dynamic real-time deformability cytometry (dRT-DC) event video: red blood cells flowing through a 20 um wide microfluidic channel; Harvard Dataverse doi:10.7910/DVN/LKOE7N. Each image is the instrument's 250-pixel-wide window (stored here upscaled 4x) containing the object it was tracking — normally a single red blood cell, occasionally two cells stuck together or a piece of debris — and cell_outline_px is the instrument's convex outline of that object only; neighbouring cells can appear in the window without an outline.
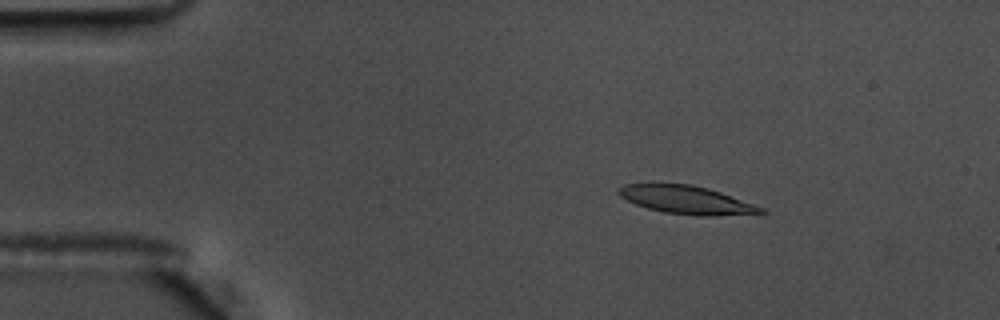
{"species": "common noctule bat (a hibernating species)", "species_latin": "Nyctalus noctula", "temperature_condition": "warm", "stored_images_in_passage": 56, "camera_frame_rate_fps": 3000, "um_per_image_px": 0.085, "animal": {"sex": "male", "body_mass_g": 17.5, "forearm_length_mm": 52.3}, "frame": {"image": 1, "passage_image": 9, "time_ms": 2.667, "image_size_px": [1000, 320], "cell_outline_px": [[768, 212], [716, 216], [704, 216], [664, 212], [648, 208], [636, 204], [620, 196], [616, 192], [616, 188], [624, 184], [692, 184], [708, 188], [720, 192], [764, 208]], "centroid_in_image_um": [58.33, 16.98], "position_along_channel_um": 26.7, "area_um2": 23.06}}
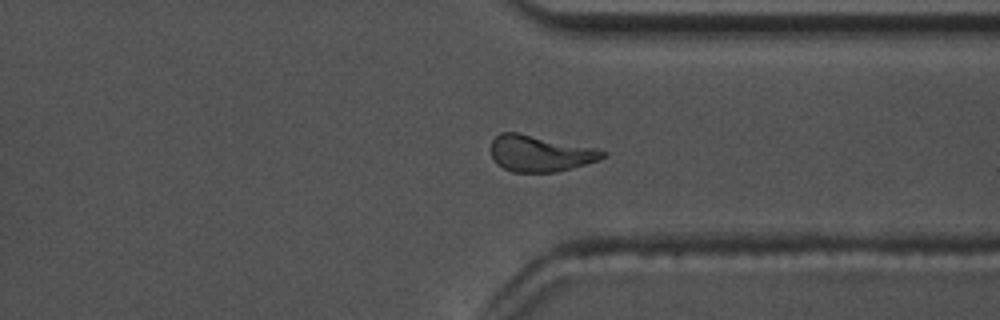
{"frame": {"image": 2, "passage_image": 43, "time_ms": 14.0, "image_size_px": [1000, 320], "cell_outline_px": [[608, 156], [600, 160], [556, 172], [512, 172], [496, 164], [492, 156], [492, 140], [500, 132], [516, 132], [596, 148], [608, 152]], "centroid_in_image_um": [45.93, 13.05], "position_along_channel_um": 365.5, "area_um2": 23.58}}
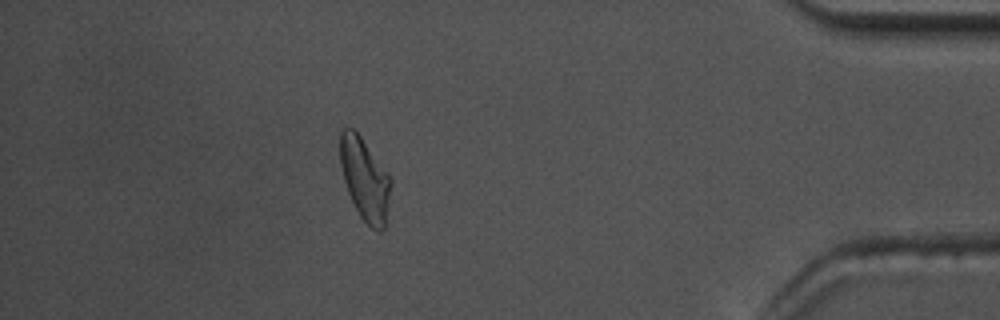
{"frame": {"image": 3, "passage_image": 50, "time_ms": 16.333, "image_size_px": [1000, 320], "cell_outline_px": [[392, 184], [384, 228], [380, 232], [372, 228], [360, 216], [348, 192], [344, 180], [340, 164], [340, 132], [344, 128], [352, 128], [360, 136], [388, 172], [392, 180]], "centroid_in_image_um": [31.02, 15.22], "position_along_channel_um": 404.2, "area_um2": 24.1}, "authors_computed_cell_mechanics": {"area_um2": 23.8714, "velocity_mm_per_s": 3.5966, "shape_relaxation_time_tau1_ms": 4.4025, "shape_relaxation_time_tau2_ms": 4.5425, "deformation_change_tau1": 0.1717, "deformation_change_tau2": 0.1355}}